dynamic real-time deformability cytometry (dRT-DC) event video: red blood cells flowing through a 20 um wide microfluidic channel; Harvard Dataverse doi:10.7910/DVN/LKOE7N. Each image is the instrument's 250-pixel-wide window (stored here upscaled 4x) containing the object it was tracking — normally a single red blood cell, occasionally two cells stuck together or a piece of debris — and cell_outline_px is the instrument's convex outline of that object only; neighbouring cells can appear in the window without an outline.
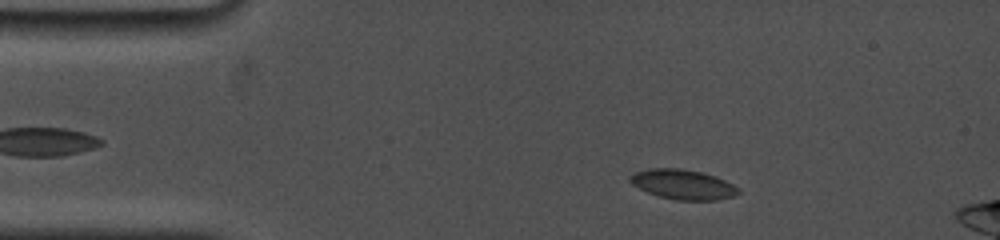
{"species": "common noctule bat (a hibernating species)", "species_latin": "Nyctalus noctula", "temperature_condition": "cold", "stored_images_in_passage": 43, "camera_frame_rate_fps": 5000, "um_per_image_px": 0.085, "animal": {"sex": "female", "body_mass_g": 19.0, "forearm_length_mm": 53.3}, "frame": {"image": 1, "passage_image": 15, "time_ms": 2.2, "image_size_px": [1000, 240], "cell_outline_px": [[740, 192], [732, 196], [716, 200], [676, 200], [660, 196], [648, 192], [632, 184], [628, 180], [628, 176], [636, 172], [648, 168], [680, 168], [700, 172], [716, 176], [740, 188]], "centroid_in_image_um": [58.04, 15.67], "position_along_channel_um": 27.0, "area_um2": 18.73}}
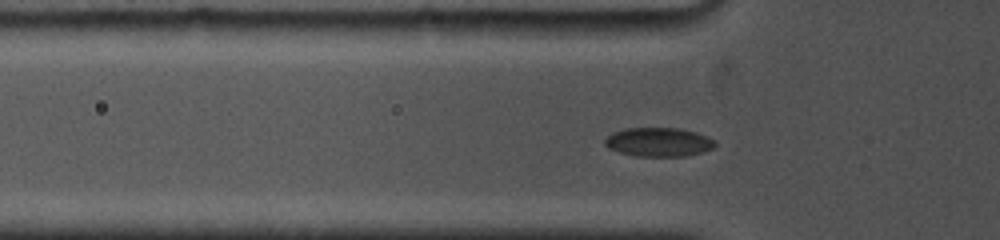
{"frame": {"image": 2, "passage_image": 31, "time_ms": 4.8, "image_size_px": [1000, 240], "cell_outline_px": [[716, 144], [712, 148], [704, 152], [684, 156], [636, 156], [620, 152], [608, 148], [604, 144], [604, 140], [612, 132], [624, 128], [680, 128], [696, 132], [712, 140]], "centroid_in_image_um": [55.94, 12.07], "position_along_channel_um": 69.9, "area_um2": 18.5}}
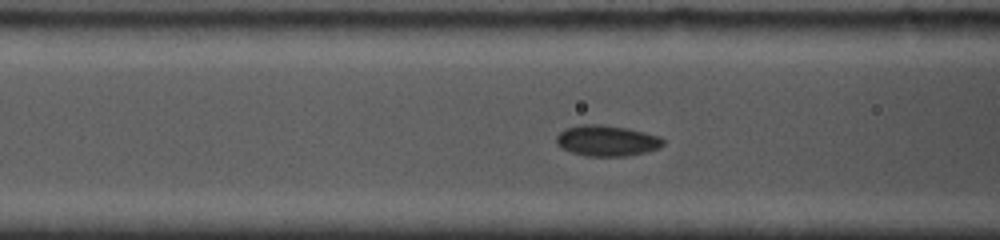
{"frame": {"image": 3, "passage_image": 39, "time_ms": 6.0, "image_size_px": [1000, 240], "cell_outline_px": [[664, 144], [660, 148], [644, 152], [624, 156], [588, 156], [572, 152], [556, 144], [556, 136], [564, 128], [580, 124], [600, 124], [628, 128], [660, 136], [664, 140]], "centroid_in_image_um": [51.58, 11.94], "position_along_channel_um": 115.0, "area_um2": 19.19}}